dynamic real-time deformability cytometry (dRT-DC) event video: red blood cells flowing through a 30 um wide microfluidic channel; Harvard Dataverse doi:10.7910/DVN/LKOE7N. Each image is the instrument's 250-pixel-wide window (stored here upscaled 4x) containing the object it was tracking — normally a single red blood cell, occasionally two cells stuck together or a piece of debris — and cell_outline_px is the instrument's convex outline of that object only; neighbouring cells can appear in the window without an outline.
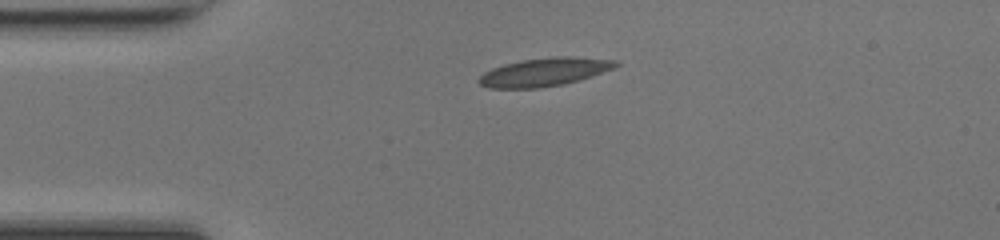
{"species": "common noctule bat (a hibernating species)", "species_latin": "Nyctalus noctula", "temperature_condition": "room temperature", "stored_images_in_passage": 38, "camera_frame_rate_fps": 3000, "um_per_image_px": 0.085, "animal": {"sex": "female", "body_mass_g": 17.0, "forearm_length_mm": 48.0}, "frame": {"image": 1, "passage_image": 1, "time_ms": 0.0, "image_size_px": [1000, 240], "cell_outline_px": [[620, 64], [616, 68], [564, 84], [540, 88], [488, 88], [480, 84], [476, 80], [484, 72], [492, 68], [504, 64], [524, 60], [556, 56], [568, 56], [616, 60]], "centroid_in_image_um": [46.27, 6.12], "position_along_channel_um": 38.7, "area_um2": 22.48}}
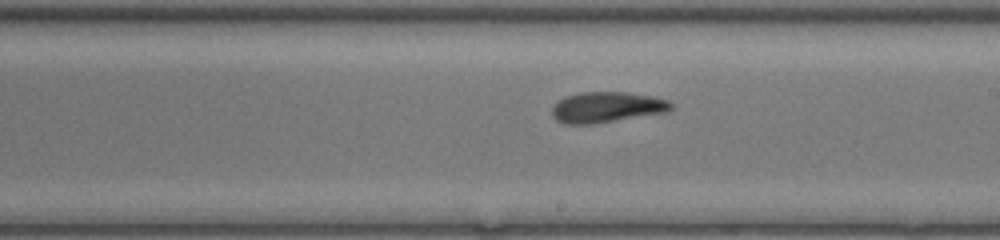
{"frame": {"image": 2, "passage_image": 17, "time_ms": 5.333, "image_size_px": [1000, 240], "cell_outline_px": [[672, 108], [664, 112], [592, 124], [564, 124], [556, 120], [552, 116], [552, 108], [564, 96], [580, 92], [624, 92], [652, 96], [668, 100], [672, 104]], "centroid_in_image_um": [51.53, 9.11], "position_along_channel_um": 237.5, "area_um2": 21.04}}
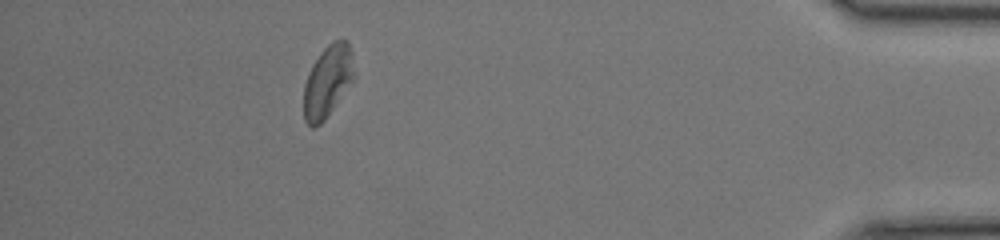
{"frame": {"image": 3, "passage_image": 33, "time_ms": 10.667, "image_size_px": [1000, 240], "cell_outline_px": [[356, 76], [324, 120], [320, 124], [312, 128], [304, 120], [304, 84], [308, 72], [312, 64], [320, 52], [332, 40], [348, 40], [352, 52]], "centroid_in_image_um": [27.86, 6.87], "position_along_channel_um": 407.3, "area_um2": 21.27}, "authors_computed_cell_mechanics": {"area_um2": 21.2126, "velocity_mm_per_s": 4.2795, "shape_relaxation_time_tau1_ms": 3.4832, "shape_relaxation_time_tau2_ms": 1.2809, "deformation_change_tau1": 0.1029, "deformation_change_tau2": 0.0625}}